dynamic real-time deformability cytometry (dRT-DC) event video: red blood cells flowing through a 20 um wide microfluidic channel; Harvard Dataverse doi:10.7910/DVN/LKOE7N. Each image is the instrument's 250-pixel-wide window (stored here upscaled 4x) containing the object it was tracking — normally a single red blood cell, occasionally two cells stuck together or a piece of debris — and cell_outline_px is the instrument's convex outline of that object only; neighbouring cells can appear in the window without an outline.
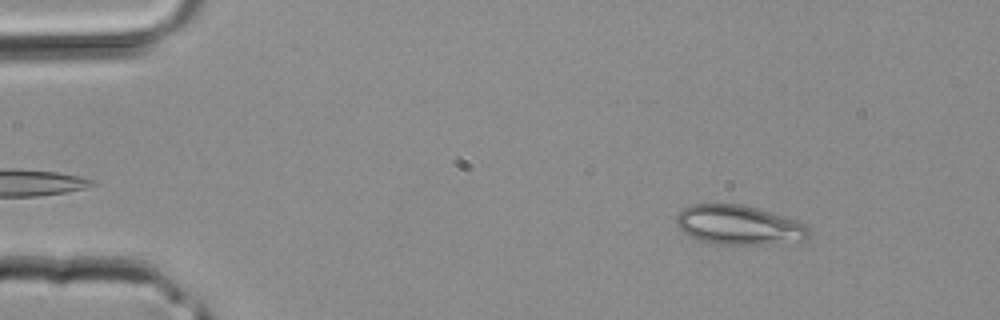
{"species": "common noctule bat (a hibernating species)", "species_latin": "Nyctalus noctula", "temperature_condition": "room temperature", "stored_images_in_passage": 38, "camera_frame_rate_fps": 3000, "um_per_image_px": 0.085, "animal": {"sex": "male", "body_mass_g": 20.4}, "frame": {"image": 1, "passage_image": 5, "time_ms": 1.333, "image_size_px": [1000, 320], "cell_outline_px": [[812, 236], [804, 240], [764, 244], [712, 244], [700, 240], [684, 232], [676, 224], [676, 216], [684, 208], [692, 204], [744, 204], [784, 216], [808, 224], [812, 232]], "centroid_in_image_um": [62.86, 19.12], "position_along_channel_um": 22.1, "area_um2": 30.58}}
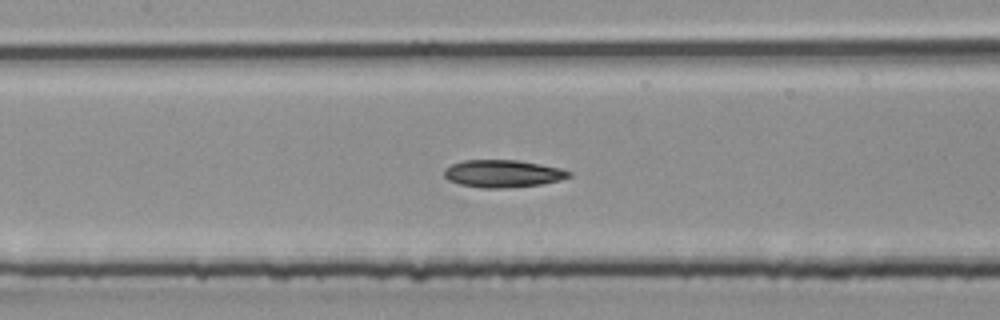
{"frame": {"image": 2, "passage_image": 18, "time_ms": 5.667, "image_size_px": [1000, 320], "cell_outline_px": [[572, 176], [560, 180], [540, 184], [504, 188], [480, 188], [460, 184], [448, 180], [444, 176], [444, 168], [452, 164], [464, 160], [516, 160], [540, 164], [560, 168], [572, 172]], "centroid_in_image_um": [42.73, 14.76], "position_along_channel_um": 164.7, "area_um2": 19.94}}
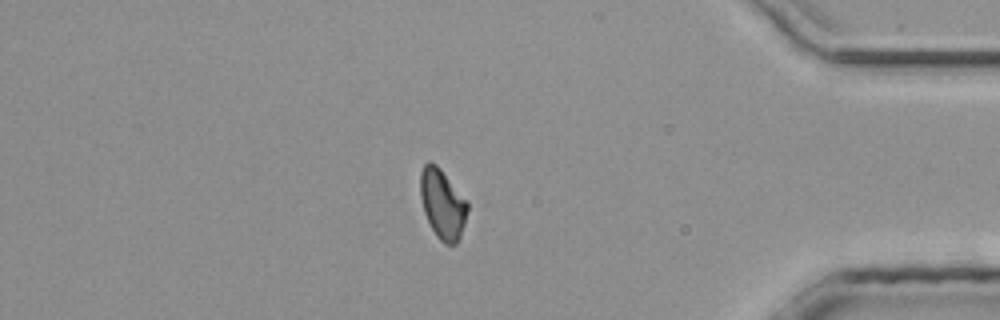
{"frame": {"image": 3, "passage_image": 33, "time_ms": 10.667, "image_size_px": [1000, 320], "cell_outline_px": [[468, 208], [464, 224], [460, 236], [456, 244], [444, 244], [436, 236], [424, 212], [420, 196], [420, 172], [424, 164], [428, 160], [436, 164], [440, 168], [468, 204]], "centroid_in_image_um": [37.58, 17.33], "position_along_channel_um": 397.6, "area_um2": 18.84}}